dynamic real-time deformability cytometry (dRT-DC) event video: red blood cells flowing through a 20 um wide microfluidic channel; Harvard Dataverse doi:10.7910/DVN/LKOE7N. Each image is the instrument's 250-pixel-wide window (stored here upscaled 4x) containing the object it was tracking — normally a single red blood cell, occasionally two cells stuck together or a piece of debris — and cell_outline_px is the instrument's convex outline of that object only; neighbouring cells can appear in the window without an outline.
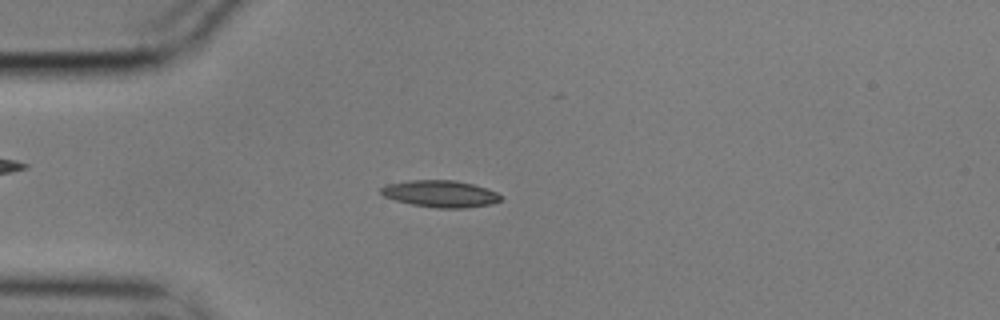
{"species": "common noctule bat (a hibernating species)", "species_latin": "Nyctalus noctula", "temperature_condition": "cold", "stored_images_in_passage": 49, "camera_frame_rate_fps": 3000, "um_per_image_px": 0.085, "animal": {"sex": "male", "body_mass_g": 17.9}, "frame": {"image": 1, "passage_image": 14, "time_ms": 4.333, "image_size_px": [1000, 320], "cell_outline_px": [[504, 200], [492, 204], [464, 208], [436, 208], [412, 204], [396, 200], [384, 196], [380, 192], [380, 188], [388, 184], [408, 180], [456, 180], [488, 188], [504, 196]], "centroid_in_image_um": [37.5, 16.47], "position_along_channel_um": 47.5, "area_um2": 18.9}}
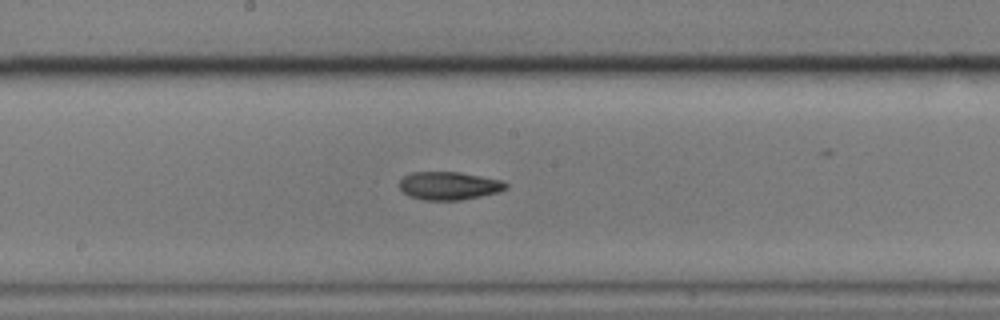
{"frame": {"image": 2, "passage_image": 29, "time_ms": 9.333, "image_size_px": [1000, 320], "cell_outline_px": [[508, 188], [500, 192], [460, 200], [424, 200], [408, 196], [400, 188], [400, 180], [404, 176], [412, 172], [460, 172], [504, 180], [508, 184]], "centroid_in_image_um": [38.21, 15.78], "position_along_channel_um": 210.0, "area_um2": 17.57}}
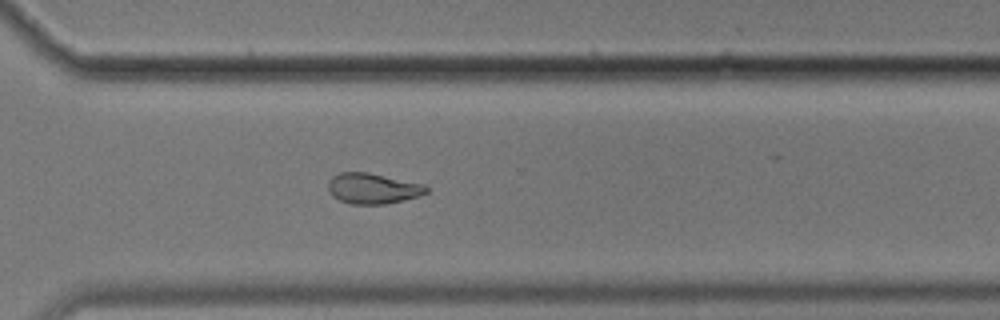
{"frame": {"image": 3, "passage_image": 40, "time_ms": 13.0, "image_size_px": [1000, 320], "cell_outline_px": [[428, 192], [420, 196], [404, 200], [384, 204], [352, 204], [340, 200], [332, 196], [328, 192], [328, 180], [332, 176], [340, 172], [368, 172], [424, 184], [428, 188]], "centroid_in_image_um": [31.67, 16.01], "position_along_channel_um": 338.9, "area_um2": 17.63}, "authors_computed_cell_mechanics": {"area_um2": 17.5134, "velocity_mm_per_s": 3.5255, "shape_relaxation_time_tau1_ms": null, "shape_relaxation_time_tau2_ms": 4.5692, "deformation_change_tau1": null, "deformation_change_tau2": 0.1102}}